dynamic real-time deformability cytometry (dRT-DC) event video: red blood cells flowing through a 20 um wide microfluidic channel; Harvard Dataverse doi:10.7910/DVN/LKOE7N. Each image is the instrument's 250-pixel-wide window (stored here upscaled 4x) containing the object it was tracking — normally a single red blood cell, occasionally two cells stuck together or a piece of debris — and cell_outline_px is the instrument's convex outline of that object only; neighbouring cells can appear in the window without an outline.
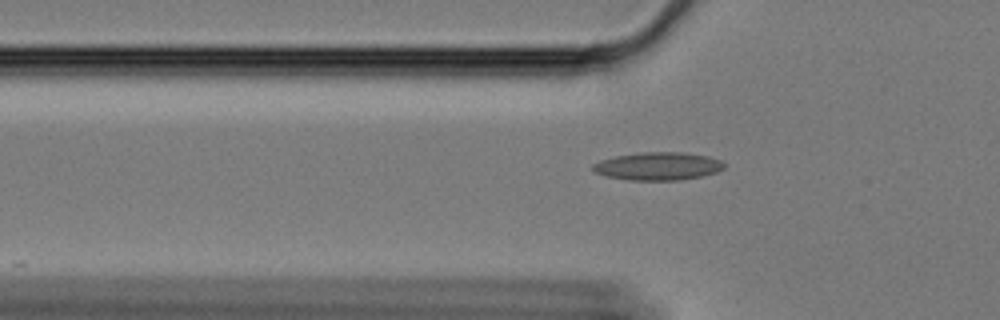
{"species": "Egyptian fruit bat (a non-hibernating species)", "species_latin": "Rousettus aegyptiacus", "temperature_condition": "cold", "stored_images_in_passage": 40, "camera_frame_rate_fps": 3000, "um_per_image_px": 0.085, "animal": {"sex": "female"}, "frame": {"image": 1, "passage_image": 5, "time_ms": 1.333, "image_size_px": [1000, 320], "cell_outline_px": [[728, 164], [724, 168], [716, 172], [700, 176], [680, 180], [628, 180], [604, 176], [592, 172], [592, 164], [600, 160], [616, 156], [640, 152], [684, 152], [708, 156], [720, 160]], "centroid_in_image_um": [55.91, 14.12], "position_along_channel_um": 69.9, "area_um2": 21.62}}
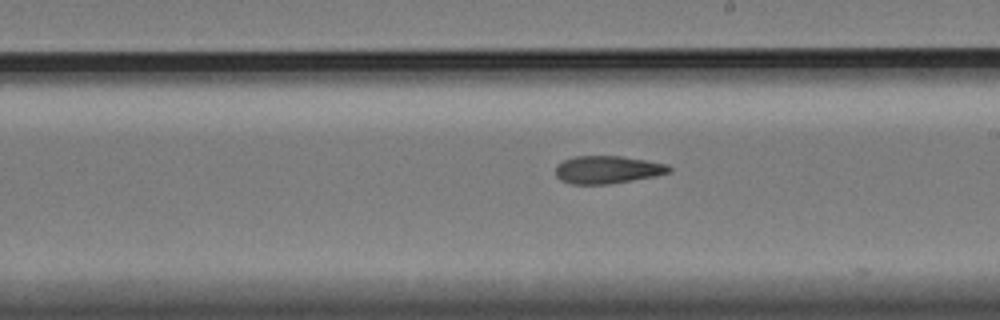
{"frame": {"image": 2, "passage_image": 20, "time_ms": 6.333, "image_size_px": [1000, 320], "cell_outline_px": [[672, 172], [656, 176], [608, 184], [572, 184], [560, 180], [556, 176], [556, 164], [564, 160], [576, 156], [620, 156], [668, 164], [672, 168]], "centroid_in_image_um": [51.64, 14.42], "position_along_channel_um": 237.4, "area_um2": 18.38}}
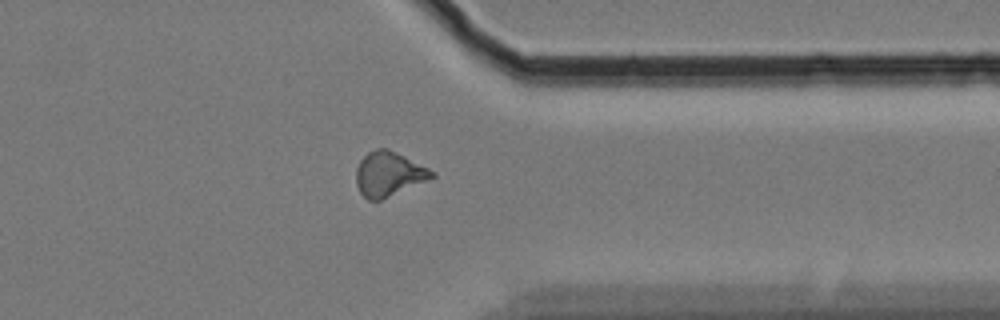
{"frame": {"image": 3, "passage_image": 33, "time_ms": 10.667, "image_size_px": [1000, 320], "cell_outline_px": [[436, 176], [380, 200], [368, 200], [360, 192], [356, 184], [356, 168], [360, 160], [368, 152], [376, 148], [388, 148], [436, 172]], "centroid_in_image_um": [33.02, 14.77], "position_along_channel_um": 378.4, "area_um2": 19.42}, "authors_computed_cell_mechanics": {"area_um2": 19.1607, "velocity_mm_per_s": 3.3388, "shape_relaxation_time_tau1_ms": null, "shape_relaxation_time_tau2_ms": 10.8161, "deformation_change_tau1": null, "deformation_change_tau2": 0.2059}}